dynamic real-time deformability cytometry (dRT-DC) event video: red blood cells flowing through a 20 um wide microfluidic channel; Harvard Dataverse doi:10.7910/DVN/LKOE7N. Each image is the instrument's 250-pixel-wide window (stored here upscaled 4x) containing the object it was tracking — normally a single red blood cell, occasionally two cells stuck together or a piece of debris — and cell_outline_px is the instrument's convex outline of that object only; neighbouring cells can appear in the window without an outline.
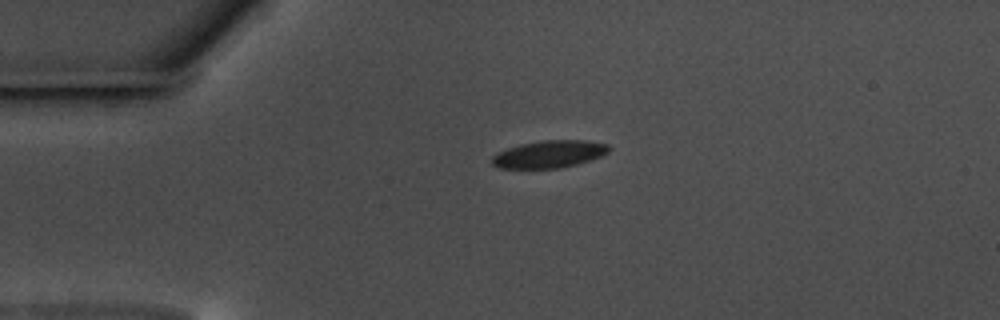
{"species": "common noctule bat (a hibernating species)", "species_latin": "Nyctalus noctula", "temperature_condition": "warm", "stored_images_in_passage": 46, "camera_frame_rate_fps": 3000, "um_per_image_px": 0.085, "animal": {"sex": "male", "body_mass_g": 17.5, "forearm_length_mm": 52.3}, "frame": {"image": 1, "passage_image": 1, "time_ms": 0.0, "image_size_px": [1000, 320], "cell_outline_px": [[612, 148], [608, 152], [600, 156], [576, 164], [560, 168], [496, 168], [492, 164], [492, 156], [496, 152], [520, 144], [544, 140], [584, 140], [608, 144]], "centroid_in_image_um": [46.66, 13.1], "position_along_channel_um": 38.3, "area_um2": 18.61}}
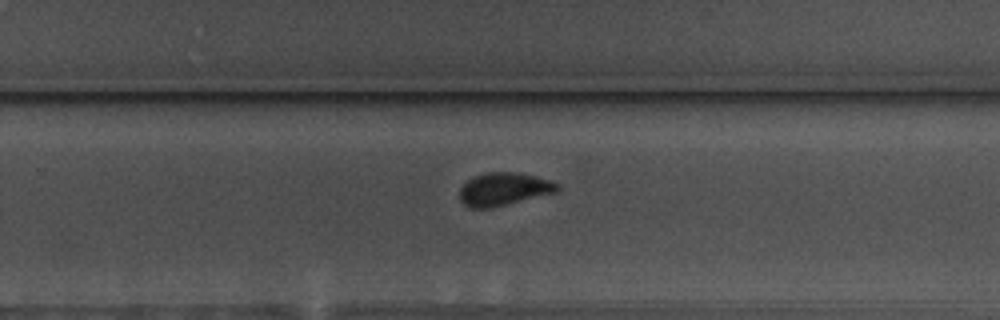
{"frame": {"image": 2, "passage_image": 25, "time_ms": 8.0, "image_size_px": [1000, 320], "cell_outline_px": [[560, 188], [556, 192], [492, 208], [468, 208], [460, 200], [460, 188], [468, 180], [484, 172], [516, 172], [536, 176], [560, 184]], "centroid_in_image_um": [42.82, 16.08], "position_along_channel_um": 287.0, "area_um2": 18.73}}
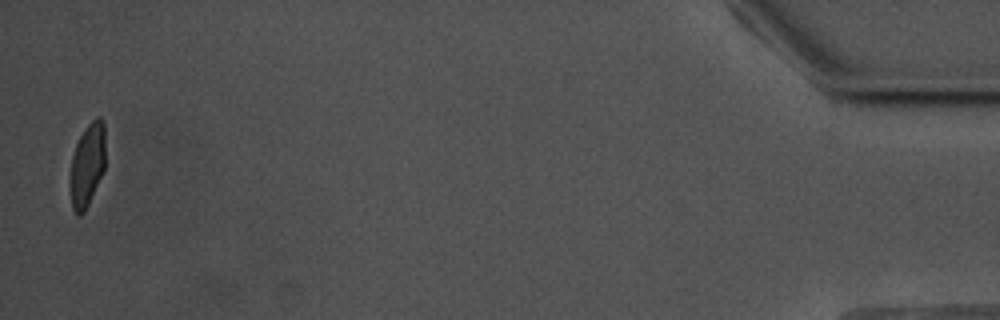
{"frame": {"image": 3, "passage_image": 45, "time_ms": 14.667, "image_size_px": [1000, 320], "cell_outline_px": [[104, 168], [88, 204], [84, 212], [80, 216], [76, 216], [72, 208], [68, 184], [68, 180], [72, 156], [76, 144], [80, 136], [88, 124], [96, 116], [100, 116], [104, 120]], "centroid_in_image_um": [7.37, 14.04], "position_along_channel_um": 427.8, "area_um2": 17.28}, "authors_computed_cell_mechanics": {"area_um2": 19.074, "velocity_mm_per_s": 3.504, "shape_relaxation_time_tau1_ms": 3.2517, "shape_relaxation_time_tau2_ms": 0.7963, "deformation_change_tau1": 0.1338, "deformation_change_tau2": 0.0464}}